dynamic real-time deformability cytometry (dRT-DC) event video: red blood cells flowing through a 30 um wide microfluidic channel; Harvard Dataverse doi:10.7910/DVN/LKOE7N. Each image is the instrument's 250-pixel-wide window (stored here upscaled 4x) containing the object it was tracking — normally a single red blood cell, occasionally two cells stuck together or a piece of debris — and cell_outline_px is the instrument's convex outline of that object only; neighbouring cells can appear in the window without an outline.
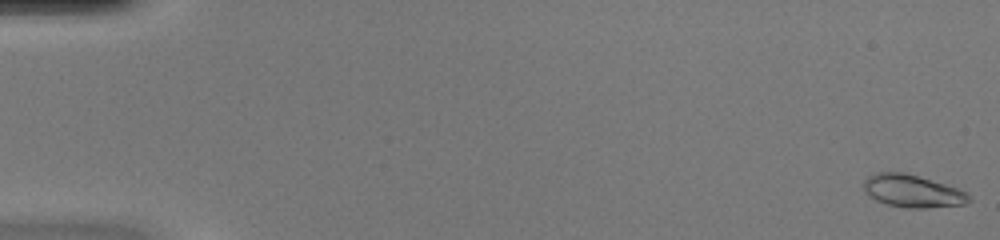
{"species": "common noctule bat (a hibernating species)", "species_latin": "Nyctalus noctula", "temperature_condition": "warm", "stored_images_in_passage": 49, "camera_frame_rate_fps": 3000, "um_per_image_px": 0.085, "animal": {"sex": "female", "body_mass_g": 20.0, "forearm_length_mm": 54.0}, "frame": {"image": 1, "passage_image": 1, "time_ms": 0.0, "image_size_px": [1000, 240], "cell_outline_px": [[972, 200], [964, 204], [924, 208], [908, 208], [888, 204], [876, 200], [868, 196], [864, 192], [864, 180], [868, 176], [876, 172], [904, 172], [944, 184], [968, 192], [972, 196]], "centroid_in_image_um": [77.55, 16.24], "position_along_channel_um": 7.4, "area_um2": 19.94}}
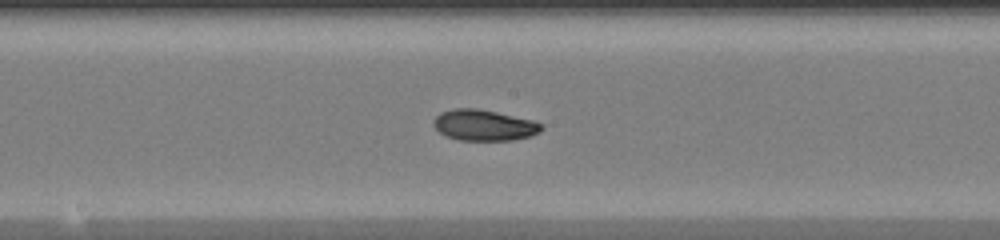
{"frame": {"image": 2, "passage_image": 27, "time_ms": 8.667, "image_size_px": [1000, 240], "cell_outline_px": [[544, 128], [540, 132], [532, 136], [512, 140], [456, 140], [444, 136], [432, 124], [432, 120], [440, 112], [452, 108], [476, 108], [496, 112], [532, 120], [544, 124]], "centroid_in_image_um": [41.13, 10.64], "position_along_channel_um": 207.1, "area_um2": 19.71}}
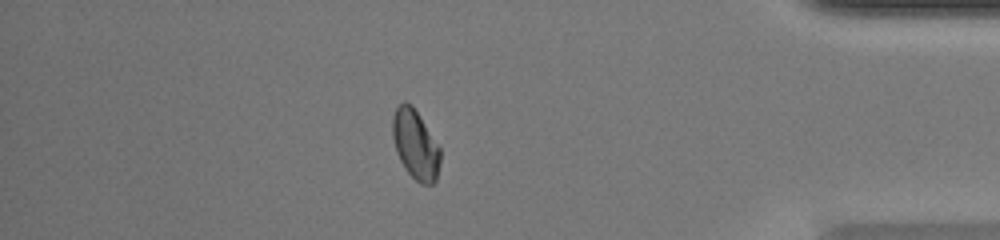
{"frame": {"image": 3, "passage_image": 43, "time_ms": 14.0, "image_size_px": [1000, 240], "cell_outline_px": [[440, 164], [436, 180], [432, 184], [420, 184], [404, 168], [396, 152], [392, 136], [392, 116], [396, 108], [404, 100], [412, 104], [440, 148]], "centroid_in_image_um": [35.29, 12.28], "position_along_channel_um": 399.9, "area_um2": 19.31}, "authors_computed_cell_mechanics": {"area_um2": 19.3052, "velocity_mm_per_s": 4.2514, "shape_relaxation_time_tau1_ms": 11.1844, "shape_relaxation_time_tau2_ms": 2.4174, "deformation_change_tau1": 0.2501, "deformation_change_tau2": 0.0551}}